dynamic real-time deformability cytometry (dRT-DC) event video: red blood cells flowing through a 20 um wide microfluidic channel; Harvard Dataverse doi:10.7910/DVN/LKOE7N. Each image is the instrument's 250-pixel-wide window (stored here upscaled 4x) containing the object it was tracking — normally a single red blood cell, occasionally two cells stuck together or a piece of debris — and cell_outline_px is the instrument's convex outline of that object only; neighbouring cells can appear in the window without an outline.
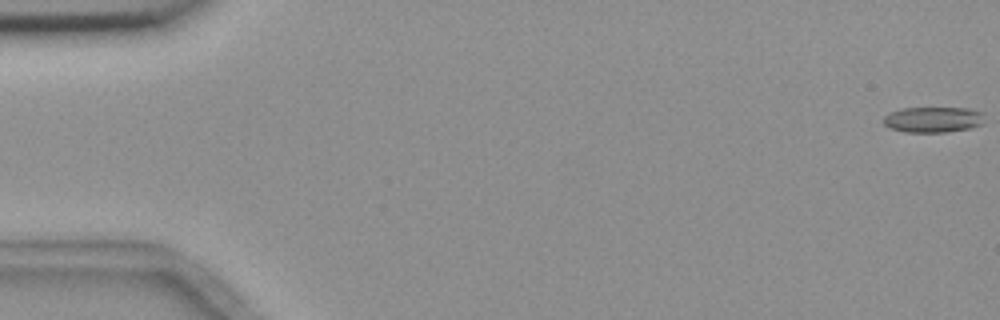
{"species": "common noctule bat (a hibernating species)", "species_latin": "Nyctalus noctula", "temperature_condition": "room temperature", "stored_images_in_passage": 7, "camera_frame_rate_fps": 3000, "um_per_image_px": 0.085, "animal": {"sex": "female", "body_mass_g": 18.4}, "frame": {"image": 1, "passage_image": 1, "time_ms": 0.0, "image_size_px": [1000, 320], "cell_outline_px": [[984, 124], [968, 128], [948, 132], [904, 132], [888, 128], [884, 124], [884, 116], [888, 112], [900, 108], [972, 108], [984, 112]], "centroid_in_image_um": [79.32, 10.16], "position_along_channel_um": 5.7, "area_um2": 15.43}}
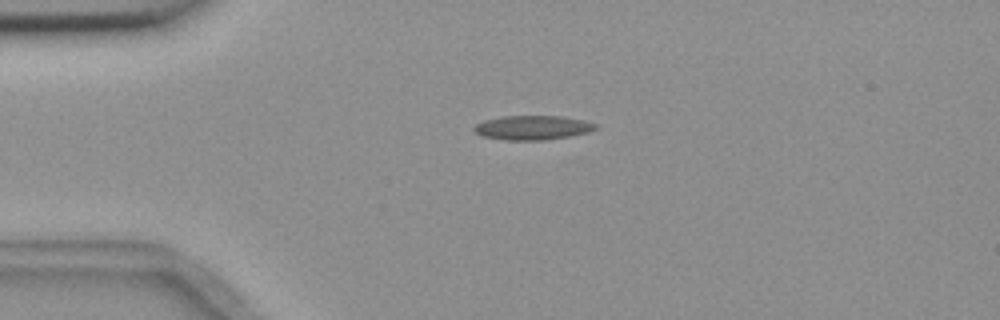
{"frame": {"image": 2, "passage_image": 5, "time_ms": 4.333, "image_size_px": [1000, 320], "cell_outline_px": [[600, 128], [588, 132], [572, 136], [544, 140], [504, 140], [484, 136], [476, 132], [472, 128], [476, 124], [484, 120], [504, 116], [560, 116], [584, 120], [596, 124]], "centroid_in_image_um": [45.31, 10.85], "position_along_channel_um": 39.7, "area_um2": 17.22}}